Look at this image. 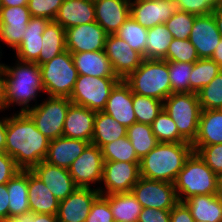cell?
I'll return each mask as SVG.
<instances>
[{
	"mask_svg": "<svg viewBox=\"0 0 222 222\" xmlns=\"http://www.w3.org/2000/svg\"><path fill=\"white\" fill-rule=\"evenodd\" d=\"M49 142L26 113L18 112L7 117L5 152L20 169L31 170L44 161Z\"/></svg>",
	"mask_w": 222,
	"mask_h": 222,
	"instance_id": "6da1fadb",
	"label": "cell"
},
{
	"mask_svg": "<svg viewBox=\"0 0 222 222\" xmlns=\"http://www.w3.org/2000/svg\"><path fill=\"white\" fill-rule=\"evenodd\" d=\"M14 66L5 64L3 72L5 77L6 101L9 106L12 104L20 106L21 113H25L37 104L38 92H45L42 84L40 66L36 62L16 61ZM31 101H35L30 107Z\"/></svg>",
	"mask_w": 222,
	"mask_h": 222,
	"instance_id": "7a4b0ae2",
	"label": "cell"
},
{
	"mask_svg": "<svg viewBox=\"0 0 222 222\" xmlns=\"http://www.w3.org/2000/svg\"><path fill=\"white\" fill-rule=\"evenodd\" d=\"M192 152L191 143H158L140 160V177L174 183Z\"/></svg>",
	"mask_w": 222,
	"mask_h": 222,
	"instance_id": "3957f363",
	"label": "cell"
},
{
	"mask_svg": "<svg viewBox=\"0 0 222 222\" xmlns=\"http://www.w3.org/2000/svg\"><path fill=\"white\" fill-rule=\"evenodd\" d=\"M173 184L179 202L196 195L218 193V176L194 151L185 161Z\"/></svg>",
	"mask_w": 222,
	"mask_h": 222,
	"instance_id": "277c9868",
	"label": "cell"
},
{
	"mask_svg": "<svg viewBox=\"0 0 222 222\" xmlns=\"http://www.w3.org/2000/svg\"><path fill=\"white\" fill-rule=\"evenodd\" d=\"M124 81L132 93L164 101L171 95L168 61L164 59H144Z\"/></svg>",
	"mask_w": 222,
	"mask_h": 222,
	"instance_id": "5b68a950",
	"label": "cell"
},
{
	"mask_svg": "<svg viewBox=\"0 0 222 222\" xmlns=\"http://www.w3.org/2000/svg\"><path fill=\"white\" fill-rule=\"evenodd\" d=\"M163 109L175 122L179 134L192 144L198 134L202 110L197 93H172L163 101Z\"/></svg>",
	"mask_w": 222,
	"mask_h": 222,
	"instance_id": "8992f818",
	"label": "cell"
},
{
	"mask_svg": "<svg viewBox=\"0 0 222 222\" xmlns=\"http://www.w3.org/2000/svg\"><path fill=\"white\" fill-rule=\"evenodd\" d=\"M39 66L45 93L50 97L70 98L78 78L72 54L65 50L49 62Z\"/></svg>",
	"mask_w": 222,
	"mask_h": 222,
	"instance_id": "52a82bcc",
	"label": "cell"
},
{
	"mask_svg": "<svg viewBox=\"0 0 222 222\" xmlns=\"http://www.w3.org/2000/svg\"><path fill=\"white\" fill-rule=\"evenodd\" d=\"M72 102L67 97H50L25 113L35 123L37 129L48 138L54 140L63 136L64 121Z\"/></svg>",
	"mask_w": 222,
	"mask_h": 222,
	"instance_id": "ba28073f",
	"label": "cell"
},
{
	"mask_svg": "<svg viewBox=\"0 0 222 222\" xmlns=\"http://www.w3.org/2000/svg\"><path fill=\"white\" fill-rule=\"evenodd\" d=\"M120 80L119 77L78 75L69 100L95 112L103 111L111 90Z\"/></svg>",
	"mask_w": 222,
	"mask_h": 222,
	"instance_id": "9c48e42d",
	"label": "cell"
},
{
	"mask_svg": "<svg viewBox=\"0 0 222 222\" xmlns=\"http://www.w3.org/2000/svg\"><path fill=\"white\" fill-rule=\"evenodd\" d=\"M131 192L143 208L171 210L178 202L174 184L140 177Z\"/></svg>",
	"mask_w": 222,
	"mask_h": 222,
	"instance_id": "30bf717a",
	"label": "cell"
},
{
	"mask_svg": "<svg viewBox=\"0 0 222 222\" xmlns=\"http://www.w3.org/2000/svg\"><path fill=\"white\" fill-rule=\"evenodd\" d=\"M140 179L139 163L109 161L103 164L102 181L104 188L99 186L100 195L131 192Z\"/></svg>",
	"mask_w": 222,
	"mask_h": 222,
	"instance_id": "8fae6325",
	"label": "cell"
},
{
	"mask_svg": "<svg viewBox=\"0 0 222 222\" xmlns=\"http://www.w3.org/2000/svg\"><path fill=\"white\" fill-rule=\"evenodd\" d=\"M104 159L102 150L90 143L84 152L68 168L74 183L80 188H91L90 184L102 181Z\"/></svg>",
	"mask_w": 222,
	"mask_h": 222,
	"instance_id": "7c38bea8",
	"label": "cell"
},
{
	"mask_svg": "<svg viewBox=\"0 0 222 222\" xmlns=\"http://www.w3.org/2000/svg\"><path fill=\"white\" fill-rule=\"evenodd\" d=\"M178 11L176 0L130 1V16L146 29L167 22Z\"/></svg>",
	"mask_w": 222,
	"mask_h": 222,
	"instance_id": "4fadbf2b",
	"label": "cell"
},
{
	"mask_svg": "<svg viewBox=\"0 0 222 222\" xmlns=\"http://www.w3.org/2000/svg\"><path fill=\"white\" fill-rule=\"evenodd\" d=\"M105 53L117 77L124 80L135 71L144 57L134 51L124 40L115 34H108L105 40Z\"/></svg>",
	"mask_w": 222,
	"mask_h": 222,
	"instance_id": "5bb4252c",
	"label": "cell"
},
{
	"mask_svg": "<svg viewBox=\"0 0 222 222\" xmlns=\"http://www.w3.org/2000/svg\"><path fill=\"white\" fill-rule=\"evenodd\" d=\"M107 35L96 21L70 27L65 30L66 50L71 54L105 50Z\"/></svg>",
	"mask_w": 222,
	"mask_h": 222,
	"instance_id": "9a60e30c",
	"label": "cell"
},
{
	"mask_svg": "<svg viewBox=\"0 0 222 222\" xmlns=\"http://www.w3.org/2000/svg\"><path fill=\"white\" fill-rule=\"evenodd\" d=\"M31 17L27 6L0 7V40L16 50Z\"/></svg>",
	"mask_w": 222,
	"mask_h": 222,
	"instance_id": "2e32d148",
	"label": "cell"
},
{
	"mask_svg": "<svg viewBox=\"0 0 222 222\" xmlns=\"http://www.w3.org/2000/svg\"><path fill=\"white\" fill-rule=\"evenodd\" d=\"M100 195L96 188H77L66 199L59 201V222H85L94 200Z\"/></svg>",
	"mask_w": 222,
	"mask_h": 222,
	"instance_id": "e0dca14e",
	"label": "cell"
},
{
	"mask_svg": "<svg viewBox=\"0 0 222 222\" xmlns=\"http://www.w3.org/2000/svg\"><path fill=\"white\" fill-rule=\"evenodd\" d=\"M221 38L212 13L196 16L188 39L195 47L199 58H211Z\"/></svg>",
	"mask_w": 222,
	"mask_h": 222,
	"instance_id": "ac0fdd59",
	"label": "cell"
},
{
	"mask_svg": "<svg viewBox=\"0 0 222 222\" xmlns=\"http://www.w3.org/2000/svg\"><path fill=\"white\" fill-rule=\"evenodd\" d=\"M31 171L47 186L58 201L66 199L79 188L66 168L42 161L35 165Z\"/></svg>",
	"mask_w": 222,
	"mask_h": 222,
	"instance_id": "d6986e66",
	"label": "cell"
},
{
	"mask_svg": "<svg viewBox=\"0 0 222 222\" xmlns=\"http://www.w3.org/2000/svg\"><path fill=\"white\" fill-rule=\"evenodd\" d=\"M103 112L109 114L126 128L136 123L133 110V93L124 80L121 79L111 90Z\"/></svg>",
	"mask_w": 222,
	"mask_h": 222,
	"instance_id": "ffe728a7",
	"label": "cell"
},
{
	"mask_svg": "<svg viewBox=\"0 0 222 222\" xmlns=\"http://www.w3.org/2000/svg\"><path fill=\"white\" fill-rule=\"evenodd\" d=\"M96 22L107 34H115L130 17L131 0H93Z\"/></svg>",
	"mask_w": 222,
	"mask_h": 222,
	"instance_id": "44dd1931",
	"label": "cell"
},
{
	"mask_svg": "<svg viewBox=\"0 0 222 222\" xmlns=\"http://www.w3.org/2000/svg\"><path fill=\"white\" fill-rule=\"evenodd\" d=\"M96 112L84 106L71 104L66 114L63 137L92 141Z\"/></svg>",
	"mask_w": 222,
	"mask_h": 222,
	"instance_id": "7402d4cb",
	"label": "cell"
},
{
	"mask_svg": "<svg viewBox=\"0 0 222 222\" xmlns=\"http://www.w3.org/2000/svg\"><path fill=\"white\" fill-rule=\"evenodd\" d=\"M65 30L96 21L93 0H64L54 19Z\"/></svg>",
	"mask_w": 222,
	"mask_h": 222,
	"instance_id": "603a6c76",
	"label": "cell"
},
{
	"mask_svg": "<svg viewBox=\"0 0 222 222\" xmlns=\"http://www.w3.org/2000/svg\"><path fill=\"white\" fill-rule=\"evenodd\" d=\"M90 142L58 137L49 142L48 152L44 161L68 169L70 165L84 152Z\"/></svg>",
	"mask_w": 222,
	"mask_h": 222,
	"instance_id": "cb8c5ba5",
	"label": "cell"
},
{
	"mask_svg": "<svg viewBox=\"0 0 222 222\" xmlns=\"http://www.w3.org/2000/svg\"><path fill=\"white\" fill-rule=\"evenodd\" d=\"M49 22L50 20L44 17H31L22 42L15 50L17 60L35 62L39 58L43 47L42 34Z\"/></svg>",
	"mask_w": 222,
	"mask_h": 222,
	"instance_id": "d4e9b609",
	"label": "cell"
},
{
	"mask_svg": "<svg viewBox=\"0 0 222 222\" xmlns=\"http://www.w3.org/2000/svg\"><path fill=\"white\" fill-rule=\"evenodd\" d=\"M28 199L30 213L57 215L59 201L31 170H28Z\"/></svg>",
	"mask_w": 222,
	"mask_h": 222,
	"instance_id": "484cf974",
	"label": "cell"
},
{
	"mask_svg": "<svg viewBox=\"0 0 222 222\" xmlns=\"http://www.w3.org/2000/svg\"><path fill=\"white\" fill-rule=\"evenodd\" d=\"M72 59L78 75L117 77L104 50L73 53Z\"/></svg>",
	"mask_w": 222,
	"mask_h": 222,
	"instance_id": "4316f807",
	"label": "cell"
},
{
	"mask_svg": "<svg viewBox=\"0 0 222 222\" xmlns=\"http://www.w3.org/2000/svg\"><path fill=\"white\" fill-rule=\"evenodd\" d=\"M194 221L222 222V197L218 194L196 195L185 200Z\"/></svg>",
	"mask_w": 222,
	"mask_h": 222,
	"instance_id": "83f0119b",
	"label": "cell"
},
{
	"mask_svg": "<svg viewBox=\"0 0 222 222\" xmlns=\"http://www.w3.org/2000/svg\"><path fill=\"white\" fill-rule=\"evenodd\" d=\"M9 194V218L30 214L28 170H20L6 184Z\"/></svg>",
	"mask_w": 222,
	"mask_h": 222,
	"instance_id": "f1b7e54d",
	"label": "cell"
},
{
	"mask_svg": "<svg viewBox=\"0 0 222 222\" xmlns=\"http://www.w3.org/2000/svg\"><path fill=\"white\" fill-rule=\"evenodd\" d=\"M222 144V109L201 110L198 134L192 146Z\"/></svg>",
	"mask_w": 222,
	"mask_h": 222,
	"instance_id": "f546056e",
	"label": "cell"
},
{
	"mask_svg": "<svg viewBox=\"0 0 222 222\" xmlns=\"http://www.w3.org/2000/svg\"><path fill=\"white\" fill-rule=\"evenodd\" d=\"M125 136H127V128L125 126L103 111L96 112L92 144L97 145L101 149L104 145Z\"/></svg>",
	"mask_w": 222,
	"mask_h": 222,
	"instance_id": "4dcf8cb0",
	"label": "cell"
},
{
	"mask_svg": "<svg viewBox=\"0 0 222 222\" xmlns=\"http://www.w3.org/2000/svg\"><path fill=\"white\" fill-rule=\"evenodd\" d=\"M43 47L39 58L35 61L38 65L49 62L66 50L65 29L55 21H50L42 34Z\"/></svg>",
	"mask_w": 222,
	"mask_h": 222,
	"instance_id": "1f68e13d",
	"label": "cell"
},
{
	"mask_svg": "<svg viewBox=\"0 0 222 222\" xmlns=\"http://www.w3.org/2000/svg\"><path fill=\"white\" fill-rule=\"evenodd\" d=\"M109 206L114 222H138L143 209L132 192L110 194Z\"/></svg>",
	"mask_w": 222,
	"mask_h": 222,
	"instance_id": "d6a6232c",
	"label": "cell"
},
{
	"mask_svg": "<svg viewBox=\"0 0 222 222\" xmlns=\"http://www.w3.org/2000/svg\"><path fill=\"white\" fill-rule=\"evenodd\" d=\"M172 40L173 36L164 23L148 29L145 59H164Z\"/></svg>",
	"mask_w": 222,
	"mask_h": 222,
	"instance_id": "836d02e7",
	"label": "cell"
},
{
	"mask_svg": "<svg viewBox=\"0 0 222 222\" xmlns=\"http://www.w3.org/2000/svg\"><path fill=\"white\" fill-rule=\"evenodd\" d=\"M127 137L140 160L159 143L149 124L134 123L127 128Z\"/></svg>",
	"mask_w": 222,
	"mask_h": 222,
	"instance_id": "e575fe53",
	"label": "cell"
},
{
	"mask_svg": "<svg viewBox=\"0 0 222 222\" xmlns=\"http://www.w3.org/2000/svg\"><path fill=\"white\" fill-rule=\"evenodd\" d=\"M115 35L127 42L134 51L139 52L145 59L148 29L141 26L130 16Z\"/></svg>",
	"mask_w": 222,
	"mask_h": 222,
	"instance_id": "d590c367",
	"label": "cell"
},
{
	"mask_svg": "<svg viewBox=\"0 0 222 222\" xmlns=\"http://www.w3.org/2000/svg\"><path fill=\"white\" fill-rule=\"evenodd\" d=\"M222 68L212 59L199 58L193 63L190 75V92L198 93L205 85H208Z\"/></svg>",
	"mask_w": 222,
	"mask_h": 222,
	"instance_id": "8d00e7d4",
	"label": "cell"
},
{
	"mask_svg": "<svg viewBox=\"0 0 222 222\" xmlns=\"http://www.w3.org/2000/svg\"><path fill=\"white\" fill-rule=\"evenodd\" d=\"M101 150L104 162L118 161L140 163V159L137 157L135 149L127 136L104 145Z\"/></svg>",
	"mask_w": 222,
	"mask_h": 222,
	"instance_id": "74e56055",
	"label": "cell"
},
{
	"mask_svg": "<svg viewBox=\"0 0 222 222\" xmlns=\"http://www.w3.org/2000/svg\"><path fill=\"white\" fill-rule=\"evenodd\" d=\"M151 127L159 143H189L179 134L175 122L164 109L152 122Z\"/></svg>",
	"mask_w": 222,
	"mask_h": 222,
	"instance_id": "f35d334b",
	"label": "cell"
},
{
	"mask_svg": "<svg viewBox=\"0 0 222 222\" xmlns=\"http://www.w3.org/2000/svg\"><path fill=\"white\" fill-rule=\"evenodd\" d=\"M133 110L137 123L151 125L163 110V101L133 93Z\"/></svg>",
	"mask_w": 222,
	"mask_h": 222,
	"instance_id": "ab89813d",
	"label": "cell"
},
{
	"mask_svg": "<svg viewBox=\"0 0 222 222\" xmlns=\"http://www.w3.org/2000/svg\"><path fill=\"white\" fill-rule=\"evenodd\" d=\"M197 95L202 110H221L222 70L208 85H205Z\"/></svg>",
	"mask_w": 222,
	"mask_h": 222,
	"instance_id": "60d3db41",
	"label": "cell"
},
{
	"mask_svg": "<svg viewBox=\"0 0 222 222\" xmlns=\"http://www.w3.org/2000/svg\"><path fill=\"white\" fill-rule=\"evenodd\" d=\"M193 63L168 61L172 93L190 92V75Z\"/></svg>",
	"mask_w": 222,
	"mask_h": 222,
	"instance_id": "b9f144b4",
	"label": "cell"
},
{
	"mask_svg": "<svg viewBox=\"0 0 222 222\" xmlns=\"http://www.w3.org/2000/svg\"><path fill=\"white\" fill-rule=\"evenodd\" d=\"M199 59L195 47L189 39L173 38L164 57L166 61L195 63Z\"/></svg>",
	"mask_w": 222,
	"mask_h": 222,
	"instance_id": "7bdbcfd3",
	"label": "cell"
},
{
	"mask_svg": "<svg viewBox=\"0 0 222 222\" xmlns=\"http://www.w3.org/2000/svg\"><path fill=\"white\" fill-rule=\"evenodd\" d=\"M197 15L178 11L164 24L175 39H188Z\"/></svg>",
	"mask_w": 222,
	"mask_h": 222,
	"instance_id": "ee69618b",
	"label": "cell"
},
{
	"mask_svg": "<svg viewBox=\"0 0 222 222\" xmlns=\"http://www.w3.org/2000/svg\"><path fill=\"white\" fill-rule=\"evenodd\" d=\"M192 147L217 176L222 174V144Z\"/></svg>",
	"mask_w": 222,
	"mask_h": 222,
	"instance_id": "f6af8a7d",
	"label": "cell"
},
{
	"mask_svg": "<svg viewBox=\"0 0 222 222\" xmlns=\"http://www.w3.org/2000/svg\"><path fill=\"white\" fill-rule=\"evenodd\" d=\"M64 0H28V10L32 17H44L54 21Z\"/></svg>",
	"mask_w": 222,
	"mask_h": 222,
	"instance_id": "bcb514c9",
	"label": "cell"
},
{
	"mask_svg": "<svg viewBox=\"0 0 222 222\" xmlns=\"http://www.w3.org/2000/svg\"><path fill=\"white\" fill-rule=\"evenodd\" d=\"M85 222H114L109 195H99L93 202Z\"/></svg>",
	"mask_w": 222,
	"mask_h": 222,
	"instance_id": "7dc6e473",
	"label": "cell"
},
{
	"mask_svg": "<svg viewBox=\"0 0 222 222\" xmlns=\"http://www.w3.org/2000/svg\"><path fill=\"white\" fill-rule=\"evenodd\" d=\"M20 170L11 156L0 151V185L7 184Z\"/></svg>",
	"mask_w": 222,
	"mask_h": 222,
	"instance_id": "c3c4849f",
	"label": "cell"
},
{
	"mask_svg": "<svg viewBox=\"0 0 222 222\" xmlns=\"http://www.w3.org/2000/svg\"><path fill=\"white\" fill-rule=\"evenodd\" d=\"M179 10L187 13H192L197 16L208 15L212 13V9L207 3H202V0H176Z\"/></svg>",
	"mask_w": 222,
	"mask_h": 222,
	"instance_id": "681fc988",
	"label": "cell"
},
{
	"mask_svg": "<svg viewBox=\"0 0 222 222\" xmlns=\"http://www.w3.org/2000/svg\"><path fill=\"white\" fill-rule=\"evenodd\" d=\"M171 210H162L155 208H143L138 222H170Z\"/></svg>",
	"mask_w": 222,
	"mask_h": 222,
	"instance_id": "f907efd6",
	"label": "cell"
},
{
	"mask_svg": "<svg viewBox=\"0 0 222 222\" xmlns=\"http://www.w3.org/2000/svg\"><path fill=\"white\" fill-rule=\"evenodd\" d=\"M170 222H194L191 211L184 202H178L171 209Z\"/></svg>",
	"mask_w": 222,
	"mask_h": 222,
	"instance_id": "816d5d0a",
	"label": "cell"
},
{
	"mask_svg": "<svg viewBox=\"0 0 222 222\" xmlns=\"http://www.w3.org/2000/svg\"><path fill=\"white\" fill-rule=\"evenodd\" d=\"M9 218V194L6 184L0 185V222Z\"/></svg>",
	"mask_w": 222,
	"mask_h": 222,
	"instance_id": "f5cc1de1",
	"label": "cell"
},
{
	"mask_svg": "<svg viewBox=\"0 0 222 222\" xmlns=\"http://www.w3.org/2000/svg\"><path fill=\"white\" fill-rule=\"evenodd\" d=\"M8 108L6 101V87H5V77L3 70L0 71V111H4Z\"/></svg>",
	"mask_w": 222,
	"mask_h": 222,
	"instance_id": "db71d44e",
	"label": "cell"
},
{
	"mask_svg": "<svg viewBox=\"0 0 222 222\" xmlns=\"http://www.w3.org/2000/svg\"><path fill=\"white\" fill-rule=\"evenodd\" d=\"M32 222H59L57 215L32 213Z\"/></svg>",
	"mask_w": 222,
	"mask_h": 222,
	"instance_id": "11a10c76",
	"label": "cell"
},
{
	"mask_svg": "<svg viewBox=\"0 0 222 222\" xmlns=\"http://www.w3.org/2000/svg\"><path fill=\"white\" fill-rule=\"evenodd\" d=\"M6 121L7 117L0 119V151L5 152L6 146Z\"/></svg>",
	"mask_w": 222,
	"mask_h": 222,
	"instance_id": "9f6ffc18",
	"label": "cell"
},
{
	"mask_svg": "<svg viewBox=\"0 0 222 222\" xmlns=\"http://www.w3.org/2000/svg\"><path fill=\"white\" fill-rule=\"evenodd\" d=\"M28 0H0V7L27 6Z\"/></svg>",
	"mask_w": 222,
	"mask_h": 222,
	"instance_id": "6f0895ef",
	"label": "cell"
},
{
	"mask_svg": "<svg viewBox=\"0 0 222 222\" xmlns=\"http://www.w3.org/2000/svg\"><path fill=\"white\" fill-rule=\"evenodd\" d=\"M212 15L215 18L219 33L222 37V5H219L212 11Z\"/></svg>",
	"mask_w": 222,
	"mask_h": 222,
	"instance_id": "680465c9",
	"label": "cell"
},
{
	"mask_svg": "<svg viewBox=\"0 0 222 222\" xmlns=\"http://www.w3.org/2000/svg\"><path fill=\"white\" fill-rule=\"evenodd\" d=\"M210 59L214 60L222 68V38Z\"/></svg>",
	"mask_w": 222,
	"mask_h": 222,
	"instance_id": "91938a15",
	"label": "cell"
},
{
	"mask_svg": "<svg viewBox=\"0 0 222 222\" xmlns=\"http://www.w3.org/2000/svg\"><path fill=\"white\" fill-rule=\"evenodd\" d=\"M3 222H32V213L22 215L19 217L8 218Z\"/></svg>",
	"mask_w": 222,
	"mask_h": 222,
	"instance_id": "94428289",
	"label": "cell"
},
{
	"mask_svg": "<svg viewBox=\"0 0 222 222\" xmlns=\"http://www.w3.org/2000/svg\"><path fill=\"white\" fill-rule=\"evenodd\" d=\"M202 3H207V5L214 10L219 5H221V0H202Z\"/></svg>",
	"mask_w": 222,
	"mask_h": 222,
	"instance_id": "6125c7cd",
	"label": "cell"
},
{
	"mask_svg": "<svg viewBox=\"0 0 222 222\" xmlns=\"http://www.w3.org/2000/svg\"><path fill=\"white\" fill-rule=\"evenodd\" d=\"M220 197H222V174L218 176V193Z\"/></svg>",
	"mask_w": 222,
	"mask_h": 222,
	"instance_id": "be15d7a7",
	"label": "cell"
},
{
	"mask_svg": "<svg viewBox=\"0 0 222 222\" xmlns=\"http://www.w3.org/2000/svg\"><path fill=\"white\" fill-rule=\"evenodd\" d=\"M1 47V46H0ZM0 55L2 56V52L0 51ZM0 56V57H1ZM1 59V58H0ZM5 64L0 63V71L4 69Z\"/></svg>",
	"mask_w": 222,
	"mask_h": 222,
	"instance_id": "e7e4bbea",
	"label": "cell"
}]
</instances>
